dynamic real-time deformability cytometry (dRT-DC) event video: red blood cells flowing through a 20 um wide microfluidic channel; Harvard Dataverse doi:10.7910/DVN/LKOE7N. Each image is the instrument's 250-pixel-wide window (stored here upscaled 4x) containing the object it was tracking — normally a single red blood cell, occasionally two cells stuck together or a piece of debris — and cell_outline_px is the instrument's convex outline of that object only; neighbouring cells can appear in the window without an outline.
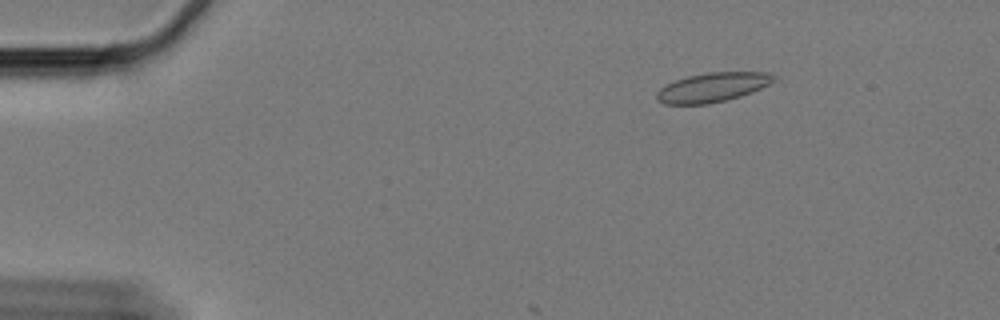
{"species": "Egyptian fruit bat (a non-hibernating species)", "species_latin": "Rousettus aegyptiacus", "temperature_condition": "cold", "stored_images_in_passage": 23, "camera_frame_rate_fps": 3000, "um_per_image_px": 0.085, "animal": {"sex": "female"}, "frame": {"image": 1, "passage_image": 1, "time_ms": 0.0, "image_size_px": [1000, 320], "cell_outline_px": [[776, 80], [752, 92], [740, 96], [708, 104], [664, 104], [656, 100], [656, 92], [664, 84], [688, 76], [708, 72], [772, 72], [776, 76]], "centroid_in_image_um": [60.55, 7.41], "position_along_channel_um": 24.4, "area_um2": 20.06}}
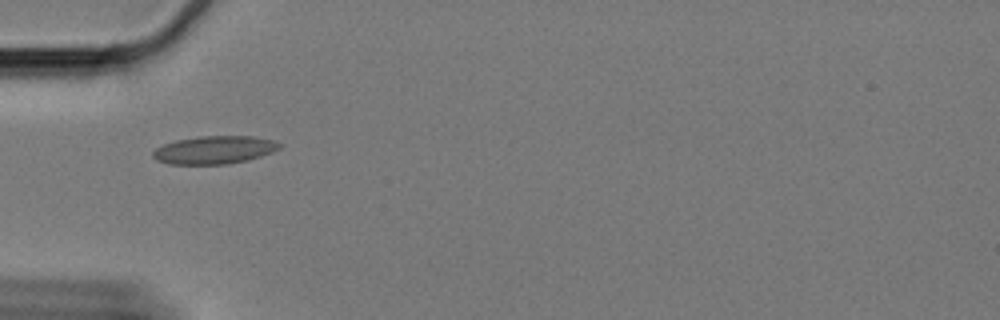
{"frame": {"image": 2, "passage_image": 12, "time_ms": 3.667, "image_size_px": [1000, 320], "cell_outline_px": [[284, 144], [280, 148], [272, 152], [248, 160], [228, 164], [168, 164], [156, 160], [152, 156], [152, 152], [156, 148], [164, 144], [176, 140], [200, 136], [252, 136], [276, 140]], "centroid_in_image_um": [18.25, 12.74], "position_along_channel_um": 66.8, "area_um2": 20.81}}
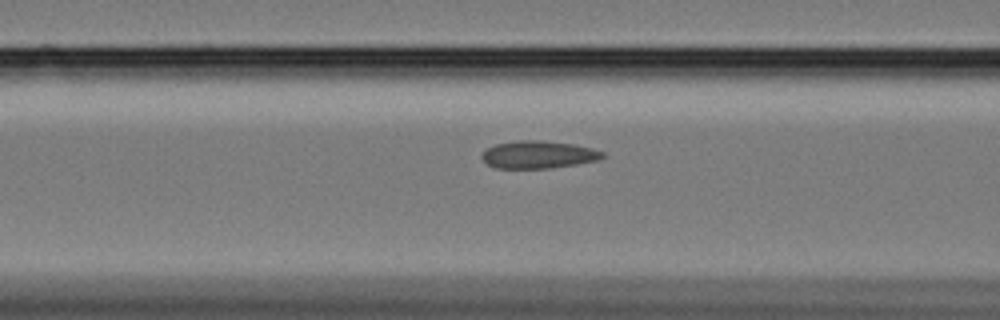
{"frame": {"image": 3, "passage_image": 17, "time_ms": 5.333, "image_size_px": [1000, 320], "cell_outline_px": [[604, 156], [596, 160], [576, 164], [552, 168], [496, 168], [488, 164], [480, 156], [484, 148], [496, 144], [520, 140], [540, 140], [572, 144], [592, 148], [604, 152]], "centroid_in_image_um": [45.71, 13.14], "position_along_channel_um": 120.9, "area_um2": 19.31}}